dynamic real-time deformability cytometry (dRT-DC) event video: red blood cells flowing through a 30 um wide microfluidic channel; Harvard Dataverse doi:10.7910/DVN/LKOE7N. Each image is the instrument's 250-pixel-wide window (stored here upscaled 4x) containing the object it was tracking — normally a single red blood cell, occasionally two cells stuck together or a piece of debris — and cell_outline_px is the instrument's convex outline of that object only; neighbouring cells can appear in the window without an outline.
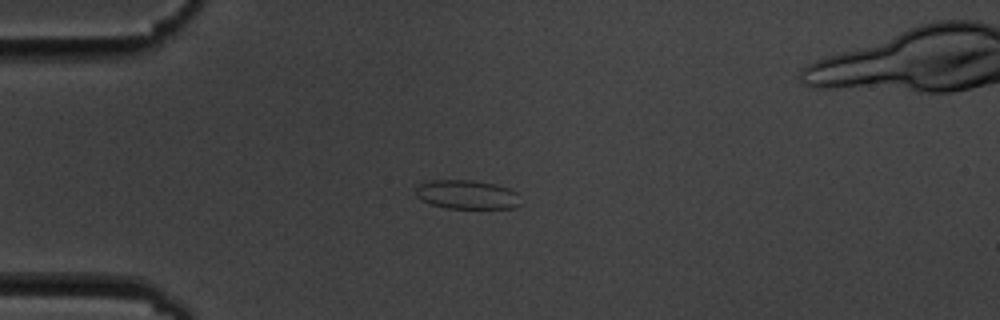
{"species": "common noctule bat (a hibernating species)", "species_latin": "Nyctalus noctula", "temperature_condition": "cold", "stored_images_in_passage": 16, "camera_frame_rate_fps": 3000, "um_per_image_px": 0.085, "animal": {"sex": "male", "body_mass_g": 19.5, "forearm_length_mm": 54.6}, "frame": {"image": 1, "passage_image": 4, "time_ms": 4.333, "image_size_px": [1000, 320], "cell_outline_px": [[520, 204], [516, 208], [444, 208], [432, 204], [416, 196], [416, 188], [420, 184], [432, 180], [472, 180], [496, 184], [508, 188], [516, 192]], "centroid_in_image_um": [39.7, 16.54], "position_along_channel_um": 45.3, "area_um2": 17.57}}
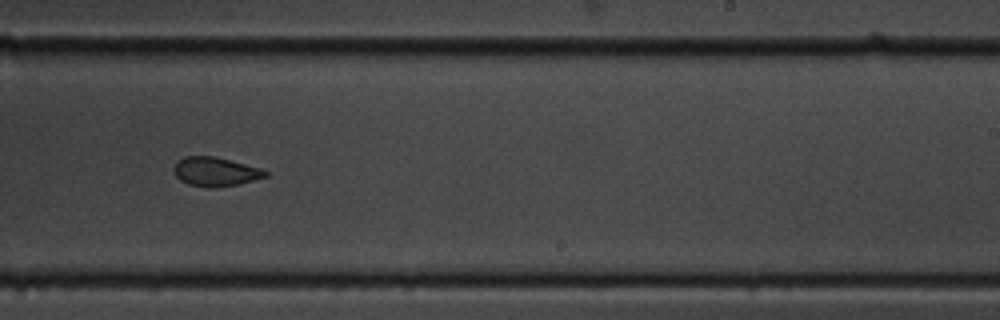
{"frame": {"image": 2, "passage_image": 10, "time_ms": 11.333, "image_size_px": [1000, 320], "cell_outline_px": [[268, 176], [240, 184], [216, 188], [208, 188], [188, 184], [180, 180], [176, 176], [172, 168], [176, 160], [184, 156], [212, 156], [260, 168], [268, 172]], "centroid_in_image_um": [18.27, 14.6], "position_along_channel_um": 270.7, "area_um2": 15.61}}
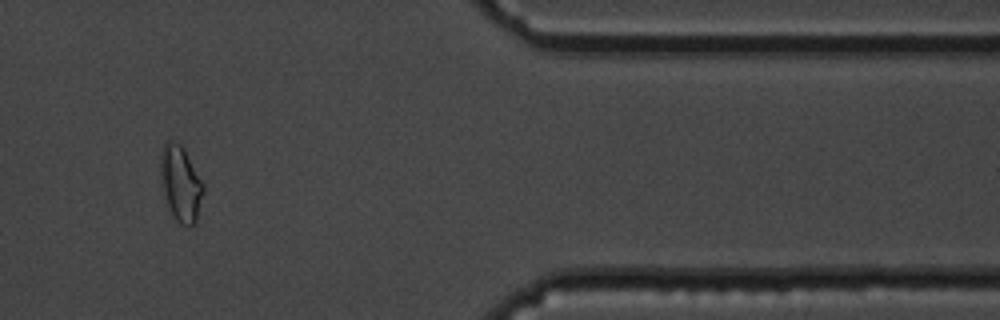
{"frame": {"image": 3, "passage_image": 13, "time_ms": 15.667, "image_size_px": [1000, 320], "cell_outline_px": [[204, 192], [196, 224], [180, 224], [172, 216], [160, 184], [160, 152], [164, 144], [168, 140], [172, 140], [180, 144], [184, 148], [204, 184]], "centroid_in_image_um": [15.35, 15.59], "position_along_channel_um": 396.1, "area_um2": 19.13}}